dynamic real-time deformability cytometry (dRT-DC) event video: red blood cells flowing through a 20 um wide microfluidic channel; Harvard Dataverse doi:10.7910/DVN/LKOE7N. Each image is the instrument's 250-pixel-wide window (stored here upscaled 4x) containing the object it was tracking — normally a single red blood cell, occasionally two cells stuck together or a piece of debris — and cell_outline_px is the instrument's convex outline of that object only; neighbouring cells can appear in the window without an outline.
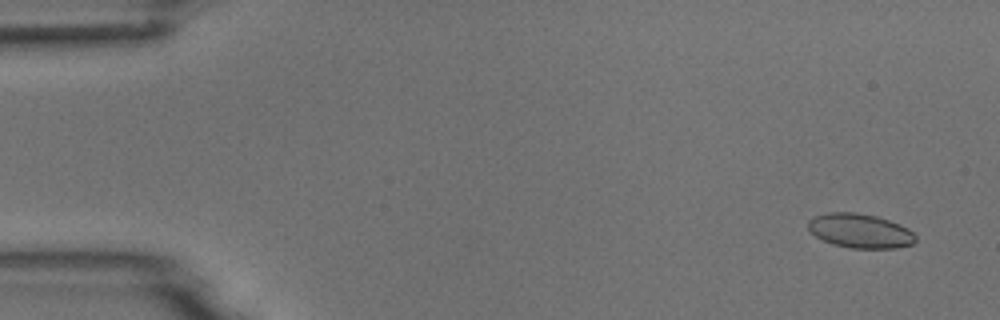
{"species": "common noctule bat (a hibernating species)", "species_latin": "Nyctalus noctula", "temperature_condition": "room temperature", "stored_images_in_passage": 4, "camera_frame_rate_fps": 3000, "um_per_image_px": 0.085, "animal": {"sex": "male", "body_mass_g": 18.8}, "frame": {"image": 1, "passage_image": 1, "time_ms": 0.0, "image_size_px": [1000, 320], "cell_outline_px": [[916, 240], [912, 244], [896, 248], [848, 248], [832, 244], [816, 236], [808, 228], [808, 220], [812, 216], [828, 212], [856, 212], [876, 216], [900, 224], [908, 228], [916, 236]], "centroid_in_image_um": [73.09, 19.61], "position_along_channel_um": 11.9, "area_um2": 21.56}}
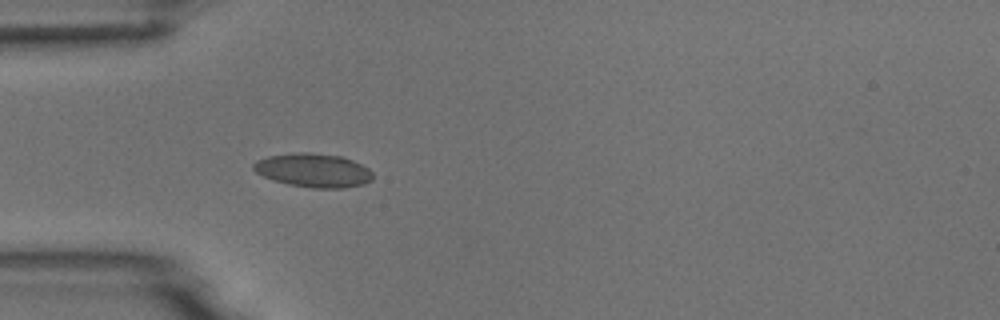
{"frame": {"image": 2, "passage_image": 4, "time_ms": 4.333, "image_size_px": [1000, 320], "cell_outline_px": [[372, 180], [364, 184], [344, 188], [312, 188], [288, 184], [272, 180], [256, 172], [252, 168], [252, 164], [256, 160], [268, 156], [296, 152], [308, 152], [340, 156], [352, 160], [368, 168], [372, 172]], "centroid_in_image_um": [26.62, 14.48], "position_along_channel_um": 58.4, "area_um2": 23.52}}